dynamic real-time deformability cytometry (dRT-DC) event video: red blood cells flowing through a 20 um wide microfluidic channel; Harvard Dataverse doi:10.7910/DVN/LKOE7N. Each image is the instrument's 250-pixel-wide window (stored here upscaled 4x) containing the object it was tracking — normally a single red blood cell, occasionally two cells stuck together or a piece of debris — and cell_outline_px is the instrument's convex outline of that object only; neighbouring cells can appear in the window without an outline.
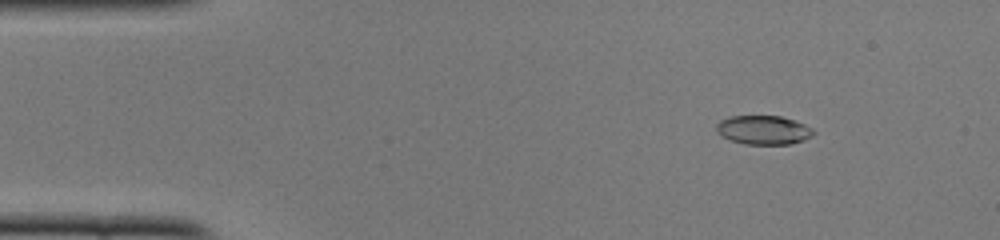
{"species": "common noctule bat (a hibernating species)", "species_latin": "Nyctalus noctula", "temperature_condition": "cold", "stored_images_in_passage": 50, "camera_frame_rate_fps": 3000, "um_per_image_px": 0.085, "animal": {"sex": "female", "body_mass_g": 22.0, "forearm_length_mm": 56.7}, "frame": {"image": 1, "passage_image": 6, "time_ms": 1.667, "image_size_px": [1000, 240], "cell_outline_px": [[816, 132], [812, 136], [804, 140], [788, 144], [744, 144], [720, 136], [716, 132], [716, 124], [720, 120], [728, 116], [780, 116], [796, 120], [812, 128]], "centroid_in_image_um": [64.88, 11.04], "position_along_channel_um": 20.1, "area_um2": 16.53}}
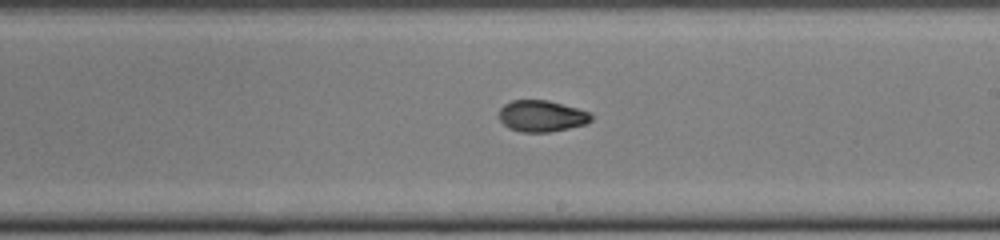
{"frame": {"image": 2, "passage_image": 29, "time_ms": 9.333, "image_size_px": [1000, 240], "cell_outline_px": [[592, 120], [588, 124], [548, 132], [520, 132], [508, 128], [500, 120], [500, 108], [504, 104], [512, 100], [548, 100], [576, 108], [588, 112], [592, 116]], "centroid_in_image_um": [46.04, 9.87], "position_along_channel_um": 243.0, "area_um2": 16.82}}
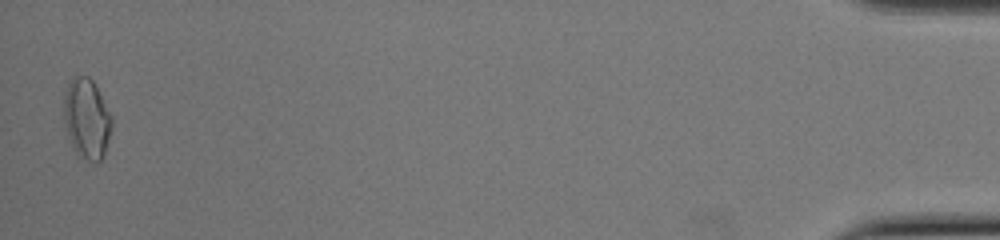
{"frame": {"image": 3, "passage_image": 50, "time_ms": 16.333, "image_size_px": [1000, 240], "cell_outline_px": [[112, 128], [104, 152], [100, 160], [96, 164], [76, 156], [68, 136], [64, 124], [64, 92], [72, 76], [76, 72], [88, 76], [96, 84], [112, 116]], "centroid_in_image_um": [7.36, 10.05], "position_along_channel_um": 427.8, "area_um2": 23.0}, "authors_computed_cell_mechanics": {"area_um2": 17.2822, "velocity_mm_per_s": 3.9413, "shape_relaxation_time_tau1_ms": 3.9786, "shape_relaxation_time_tau2_ms": 1.6708, "deformation_change_tau1": 0.1717, "deformation_change_tau2": 0.0616}}